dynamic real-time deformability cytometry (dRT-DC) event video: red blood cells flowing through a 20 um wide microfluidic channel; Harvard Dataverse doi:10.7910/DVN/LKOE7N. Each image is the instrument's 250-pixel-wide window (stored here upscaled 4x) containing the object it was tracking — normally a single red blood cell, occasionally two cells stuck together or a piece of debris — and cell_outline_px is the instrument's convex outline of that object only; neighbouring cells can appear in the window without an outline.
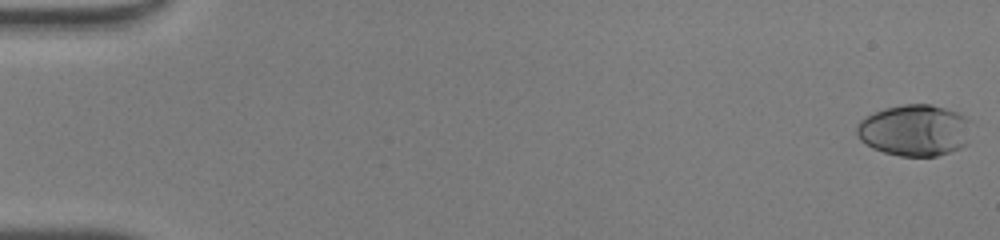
{"species": "human", "species_latin": "Homo sapiens", "temperature_condition": "warm", "stored_images_in_passage": 49, "camera_frame_rate_fps": 3000, "um_per_image_px": 0.085, "donor": {"sex": "male"}, "frame": {"image": 1, "passage_image": 1, "time_ms": 0.0, "image_size_px": [1000, 240], "cell_outline_px": [[972, 120], [968, 144], [960, 148], [936, 156], [900, 156], [884, 152], [872, 148], [860, 140], [856, 136], [856, 128], [860, 120], [884, 108], [904, 104], [932, 104], [960, 112]], "centroid_in_image_um": [77.79, 11.07], "position_along_channel_um": 7.2, "area_um2": 34.85}}
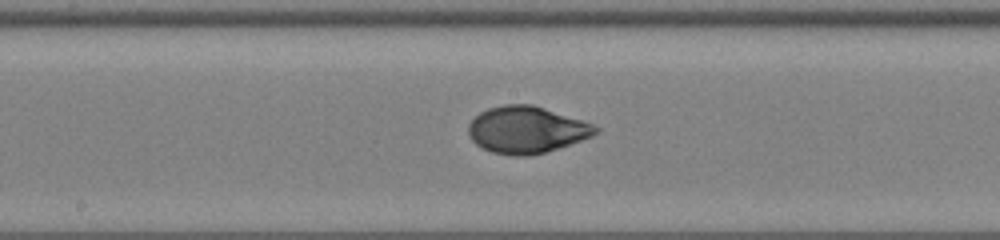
{"frame": {"image": 2, "passage_image": 27, "time_ms": 8.667, "image_size_px": [1000, 240], "cell_outline_px": [[600, 132], [592, 136], [544, 152], [528, 156], [512, 156], [492, 152], [476, 144], [472, 140], [468, 132], [468, 124], [480, 112], [488, 108], [504, 104], [532, 104], [592, 124], [600, 128]], "centroid_in_image_um": [44.73, 11.03], "position_along_channel_um": 203.5, "area_um2": 34.33}}
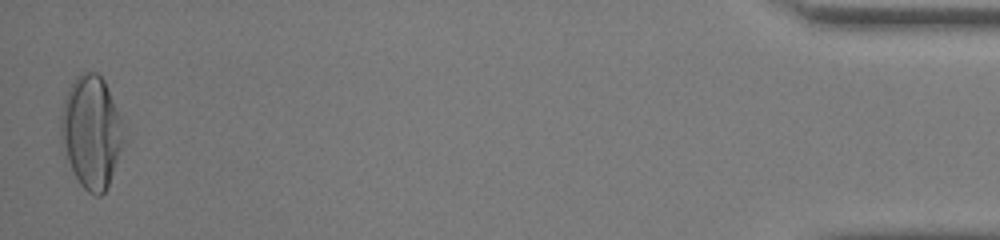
{"frame": {"image": 3, "passage_image": 49, "time_ms": 16.0, "image_size_px": [1000, 240], "cell_outline_px": [[124, 140], [108, 184], [104, 192], [100, 196], [96, 196], [88, 192], [80, 184], [68, 160], [60, 140], [60, 116], [64, 100], [68, 88], [76, 76], [80, 72], [96, 72], [104, 80], [120, 116]], "centroid_in_image_um": [7.73, 11.18], "position_along_channel_um": 427.5, "area_um2": 40.63}, "authors_computed_cell_mechanics": {"area_um2": 34.3332, "velocity_mm_per_s": 4.2634, "shape_relaxation_time_tau1_ms": 4.4145, "shape_relaxation_time_tau2_ms": null, "deformation_change_tau1": 0.2486, "deformation_change_tau2": null}}